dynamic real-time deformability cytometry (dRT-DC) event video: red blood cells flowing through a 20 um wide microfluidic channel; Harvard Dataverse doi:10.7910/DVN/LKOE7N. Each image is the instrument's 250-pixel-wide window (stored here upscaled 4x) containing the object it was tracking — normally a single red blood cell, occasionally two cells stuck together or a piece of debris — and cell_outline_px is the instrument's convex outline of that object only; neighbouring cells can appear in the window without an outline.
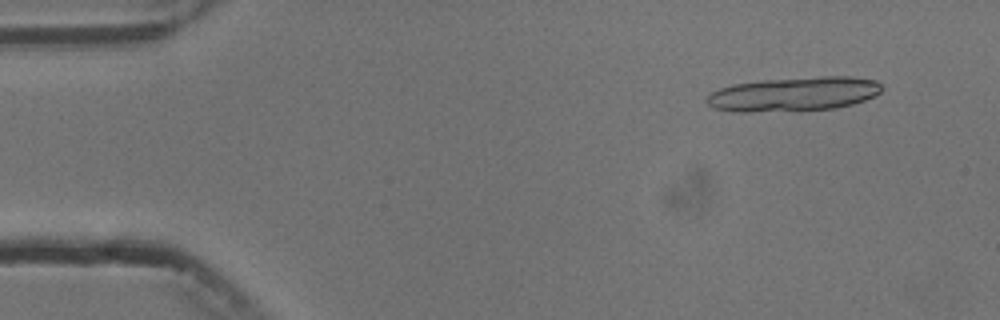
{"species": "common noctule bat (a hibernating species)", "species_latin": "Nyctalus noctula", "temperature_condition": "cold", "stored_images_in_passage": 5, "camera_frame_rate_fps": 3000, "um_per_image_px": 0.085, "animal": {"sex": "male", "body_mass_g": 13.3}, "frame": {"image": 1, "passage_image": 2, "time_ms": 1.0, "image_size_px": [1000, 320], "cell_outline_px": [[884, 88], [876, 96], [852, 104], [836, 108], [748, 112], [732, 112], [712, 108], [704, 100], [712, 92], [720, 88], [732, 84], [764, 80], [820, 76], [852, 76], [876, 80], [884, 84]], "centroid_in_image_um": [67.5, 7.99], "position_along_channel_um": 17.5, "area_um2": 35.14}}